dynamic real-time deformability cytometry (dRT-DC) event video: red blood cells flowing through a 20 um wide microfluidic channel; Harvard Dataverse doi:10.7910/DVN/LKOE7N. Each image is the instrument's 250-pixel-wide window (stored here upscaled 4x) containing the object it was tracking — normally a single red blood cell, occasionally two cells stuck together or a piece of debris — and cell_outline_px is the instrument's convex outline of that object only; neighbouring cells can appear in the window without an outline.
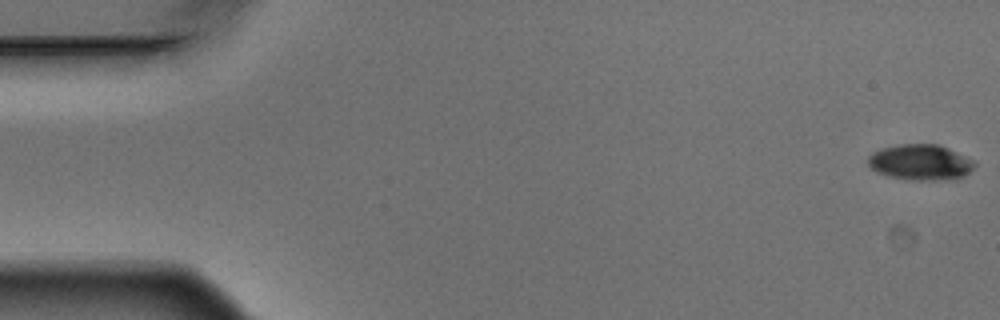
{"species": "Egyptian fruit bat (a non-hibernating species)", "species_latin": "Rousettus aegyptiacus", "temperature_condition": "warm", "stored_images_in_passage": 5, "camera_frame_rate_fps": 3000, "um_per_image_px": 0.085, "animal": {"sex": "male"}, "frame": {"image": 1, "passage_image": 1, "time_ms": 0.0, "image_size_px": [1000, 320], "cell_outline_px": [[976, 164], [964, 176], [956, 180], [908, 180], [888, 176], [876, 172], [868, 164], [868, 156], [872, 152], [880, 148], [900, 144], [940, 144], [976, 160]], "centroid_in_image_um": [78.26, 13.8], "position_along_channel_um": 6.7, "area_um2": 22.6}}
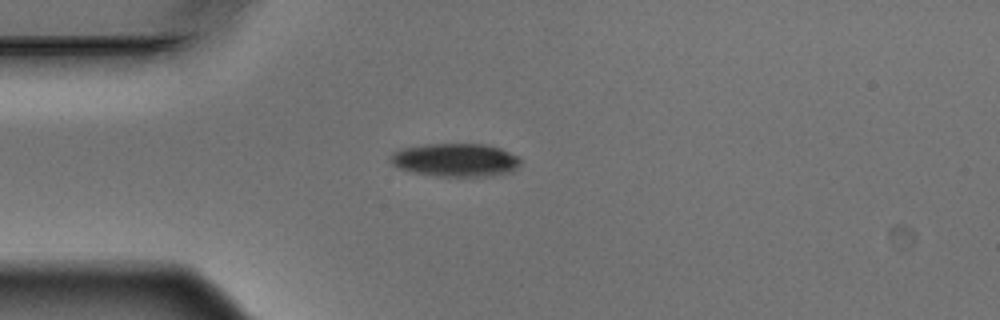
{"frame": {"image": 2, "passage_image": 5, "time_ms": 1.333, "image_size_px": [1000, 320], "cell_outline_px": [[520, 164], [512, 172], [492, 176], [432, 176], [412, 172], [400, 168], [392, 164], [388, 160], [392, 152], [400, 148], [428, 144], [484, 144], [500, 148], [516, 156], [520, 160]], "centroid_in_image_um": [38.68, 13.6], "position_along_channel_um": 46.3, "area_um2": 25.32}}